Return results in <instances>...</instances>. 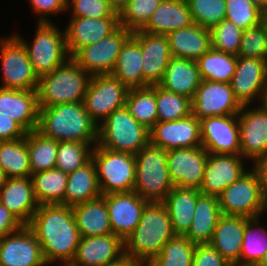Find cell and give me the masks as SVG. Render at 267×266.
<instances>
[{
    "label": "cell",
    "mask_w": 267,
    "mask_h": 266,
    "mask_svg": "<svg viewBox=\"0 0 267 266\" xmlns=\"http://www.w3.org/2000/svg\"><path fill=\"white\" fill-rule=\"evenodd\" d=\"M202 81L196 61L171 57L162 81L158 85L167 91L193 99Z\"/></svg>",
    "instance_id": "obj_30"
},
{
    "label": "cell",
    "mask_w": 267,
    "mask_h": 266,
    "mask_svg": "<svg viewBox=\"0 0 267 266\" xmlns=\"http://www.w3.org/2000/svg\"><path fill=\"white\" fill-rule=\"evenodd\" d=\"M101 196L96 166L91 159L84 166L68 174L64 201L60 205L72 207Z\"/></svg>",
    "instance_id": "obj_33"
},
{
    "label": "cell",
    "mask_w": 267,
    "mask_h": 266,
    "mask_svg": "<svg viewBox=\"0 0 267 266\" xmlns=\"http://www.w3.org/2000/svg\"><path fill=\"white\" fill-rule=\"evenodd\" d=\"M252 3L260 8L262 11L266 9V0H251Z\"/></svg>",
    "instance_id": "obj_58"
},
{
    "label": "cell",
    "mask_w": 267,
    "mask_h": 266,
    "mask_svg": "<svg viewBox=\"0 0 267 266\" xmlns=\"http://www.w3.org/2000/svg\"><path fill=\"white\" fill-rule=\"evenodd\" d=\"M150 142L149 129L140 124L126 106L113 111L98 126V145L135 155Z\"/></svg>",
    "instance_id": "obj_7"
},
{
    "label": "cell",
    "mask_w": 267,
    "mask_h": 266,
    "mask_svg": "<svg viewBox=\"0 0 267 266\" xmlns=\"http://www.w3.org/2000/svg\"><path fill=\"white\" fill-rule=\"evenodd\" d=\"M134 156L133 191L148 202H163L174 187L167 166V151L149 142Z\"/></svg>",
    "instance_id": "obj_5"
},
{
    "label": "cell",
    "mask_w": 267,
    "mask_h": 266,
    "mask_svg": "<svg viewBox=\"0 0 267 266\" xmlns=\"http://www.w3.org/2000/svg\"><path fill=\"white\" fill-rule=\"evenodd\" d=\"M102 197L106 201L112 233L124 241L139 224L148 201L134 191Z\"/></svg>",
    "instance_id": "obj_22"
},
{
    "label": "cell",
    "mask_w": 267,
    "mask_h": 266,
    "mask_svg": "<svg viewBox=\"0 0 267 266\" xmlns=\"http://www.w3.org/2000/svg\"><path fill=\"white\" fill-rule=\"evenodd\" d=\"M244 161L242 155L208 153L199 191L204 195L218 197L224 189L248 171Z\"/></svg>",
    "instance_id": "obj_21"
},
{
    "label": "cell",
    "mask_w": 267,
    "mask_h": 266,
    "mask_svg": "<svg viewBox=\"0 0 267 266\" xmlns=\"http://www.w3.org/2000/svg\"><path fill=\"white\" fill-rule=\"evenodd\" d=\"M23 226L24 224L0 203V240Z\"/></svg>",
    "instance_id": "obj_54"
},
{
    "label": "cell",
    "mask_w": 267,
    "mask_h": 266,
    "mask_svg": "<svg viewBox=\"0 0 267 266\" xmlns=\"http://www.w3.org/2000/svg\"><path fill=\"white\" fill-rule=\"evenodd\" d=\"M238 57L259 58L267 61V32L262 23L243 30Z\"/></svg>",
    "instance_id": "obj_49"
},
{
    "label": "cell",
    "mask_w": 267,
    "mask_h": 266,
    "mask_svg": "<svg viewBox=\"0 0 267 266\" xmlns=\"http://www.w3.org/2000/svg\"><path fill=\"white\" fill-rule=\"evenodd\" d=\"M27 131L15 120L0 114V141L25 138Z\"/></svg>",
    "instance_id": "obj_53"
},
{
    "label": "cell",
    "mask_w": 267,
    "mask_h": 266,
    "mask_svg": "<svg viewBox=\"0 0 267 266\" xmlns=\"http://www.w3.org/2000/svg\"><path fill=\"white\" fill-rule=\"evenodd\" d=\"M194 24L211 30L226 18L225 0H186Z\"/></svg>",
    "instance_id": "obj_46"
},
{
    "label": "cell",
    "mask_w": 267,
    "mask_h": 266,
    "mask_svg": "<svg viewBox=\"0 0 267 266\" xmlns=\"http://www.w3.org/2000/svg\"><path fill=\"white\" fill-rule=\"evenodd\" d=\"M261 23L264 25L266 32H267V9L262 11V20Z\"/></svg>",
    "instance_id": "obj_60"
},
{
    "label": "cell",
    "mask_w": 267,
    "mask_h": 266,
    "mask_svg": "<svg viewBox=\"0 0 267 266\" xmlns=\"http://www.w3.org/2000/svg\"><path fill=\"white\" fill-rule=\"evenodd\" d=\"M252 165L259 175L263 198L267 205V156L258 159Z\"/></svg>",
    "instance_id": "obj_55"
},
{
    "label": "cell",
    "mask_w": 267,
    "mask_h": 266,
    "mask_svg": "<svg viewBox=\"0 0 267 266\" xmlns=\"http://www.w3.org/2000/svg\"><path fill=\"white\" fill-rule=\"evenodd\" d=\"M90 79L91 75L70 57L51 73L39 78V108L84 102Z\"/></svg>",
    "instance_id": "obj_4"
},
{
    "label": "cell",
    "mask_w": 267,
    "mask_h": 266,
    "mask_svg": "<svg viewBox=\"0 0 267 266\" xmlns=\"http://www.w3.org/2000/svg\"><path fill=\"white\" fill-rule=\"evenodd\" d=\"M6 180H7V176L3 172V170L0 168V189L6 183Z\"/></svg>",
    "instance_id": "obj_59"
},
{
    "label": "cell",
    "mask_w": 267,
    "mask_h": 266,
    "mask_svg": "<svg viewBox=\"0 0 267 266\" xmlns=\"http://www.w3.org/2000/svg\"><path fill=\"white\" fill-rule=\"evenodd\" d=\"M200 137L202 147L209 154L241 155L237 115L201 119Z\"/></svg>",
    "instance_id": "obj_16"
},
{
    "label": "cell",
    "mask_w": 267,
    "mask_h": 266,
    "mask_svg": "<svg viewBox=\"0 0 267 266\" xmlns=\"http://www.w3.org/2000/svg\"><path fill=\"white\" fill-rule=\"evenodd\" d=\"M241 108L230 83L203 80L192 99V114L199 120L237 115Z\"/></svg>",
    "instance_id": "obj_15"
},
{
    "label": "cell",
    "mask_w": 267,
    "mask_h": 266,
    "mask_svg": "<svg viewBox=\"0 0 267 266\" xmlns=\"http://www.w3.org/2000/svg\"><path fill=\"white\" fill-rule=\"evenodd\" d=\"M129 88L112 75L91 76L84 105L99 126L113 111L125 106Z\"/></svg>",
    "instance_id": "obj_11"
},
{
    "label": "cell",
    "mask_w": 267,
    "mask_h": 266,
    "mask_svg": "<svg viewBox=\"0 0 267 266\" xmlns=\"http://www.w3.org/2000/svg\"><path fill=\"white\" fill-rule=\"evenodd\" d=\"M246 224V217L222 215L209 242L232 265L240 266Z\"/></svg>",
    "instance_id": "obj_27"
},
{
    "label": "cell",
    "mask_w": 267,
    "mask_h": 266,
    "mask_svg": "<svg viewBox=\"0 0 267 266\" xmlns=\"http://www.w3.org/2000/svg\"><path fill=\"white\" fill-rule=\"evenodd\" d=\"M202 80L230 83L237 65V56L211 48L197 61Z\"/></svg>",
    "instance_id": "obj_38"
},
{
    "label": "cell",
    "mask_w": 267,
    "mask_h": 266,
    "mask_svg": "<svg viewBox=\"0 0 267 266\" xmlns=\"http://www.w3.org/2000/svg\"><path fill=\"white\" fill-rule=\"evenodd\" d=\"M212 48L238 56L243 30L233 22L224 19L211 30Z\"/></svg>",
    "instance_id": "obj_47"
},
{
    "label": "cell",
    "mask_w": 267,
    "mask_h": 266,
    "mask_svg": "<svg viewBox=\"0 0 267 266\" xmlns=\"http://www.w3.org/2000/svg\"><path fill=\"white\" fill-rule=\"evenodd\" d=\"M102 195L133 191L136 180L135 156L96 144L92 152Z\"/></svg>",
    "instance_id": "obj_8"
},
{
    "label": "cell",
    "mask_w": 267,
    "mask_h": 266,
    "mask_svg": "<svg viewBox=\"0 0 267 266\" xmlns=\"http://www.w3.org/2000/svg\"><path fill=\"white\" fill-rule=\"evenodd\" d=\"M0 168L7 178L31 176L29 151L25 138L0 141Z\"/></svg>",
    "instance_id": "obj_37"
},
{
    "label": "cell",
    "mask_w": 267,
    "mask_h": 266,
    "mask_svg": "<svg viewBox=\"0 0 267 266\" xmlns=\"http://www.w3.org/2000/svg\"><path fill=\"white\" fill-rule=\"evenodd\" d=\"M156 106L160 122L180 120L192 114V99L159 85H156Z\"/></svg>",
    "instance_id": "obj_43"
},
{
    "label": "cell",
    "mask_w": 267,
    "mask_h": 266,
    "mask_svg": "<svg viewBox=\"0 0 267 266\" xmlns=\"http://www.w3.org/2000/svg\"><path fill=\"white\" fill-rule=\"evenodd\" d=\"M119 26L118 17H70L64 29L69 55L73 57L81 48L109 36Z\"/></svg>",
    "instance_id": "obj_23"
},
{
    "label": "cell",
    "mask_w": 267,
    "mask_h": 266,
    "mask_svg": "<svg viewBox=\"0 0 267 266\" xmlns=\"http://www.w3.org/2000/svg\"><path fill=\"white\" fill-rule=\"evenodd\" d=\"M29 151L31 174L55 168L58 141L41 135L38 131L25 136Z\"/></svg>",
    "instance_id": "obj_41"
},
{
    "label": "cell",
    "mask_w": 267,
    "mask_h": 266,
    "mask_svg": "<svg viewBox=\"0 0 267 266\" xmlns=\"http://www.w3.org/2000/svg\"><path fill=\"white\" fill-rule=\"evenodd\" d=\"M95 146L84 142L59 141L55 168L68 174L74 172L92 159Z\"/></svg>",
    "instance_id": "obj_44"
},
{
    "label": "cell",
    "mask_w": 267,
    "mask_h": 266,
    "mask_svg": "<svg viewBox=\"0 0 267 266\" xmlns=\"http://www.w3.org/2000/svg\"><path fill=\"white\" fill-rule=\"evenodd\" d=\"M192 266H232L222 255L209 243L196 244Z\"/></svg>",
    "instance_id": "obj_51"
},
{
    "label": "cell",
    "mask_w": 267,
    "mask_h": 266,
    "mask_svg": "<svg viewBox=\"0 0 267 266\" xmlns=\"http://www.w3.org/2000/svg\"><path fill=\"white\" fill-rule=\"evenodd\" d=\"M172 57L197 61L212 48L211 32L198 24L168 33Z\"/></svg>",
    "instance_id": "obj_29"
},
{
    "label": "cell",
    "mask_w": 267,
    "mask_h": 266,
    "mask_svg": "<svg viewBox=\"0 0 267 266\" xmlns=\"http://www.w3.org/2000/svg\"><path fill=\"white\" fill-rule=\"evenodd\" d=\"M175 235L163 202H148L139 224L123 241L124 254L149 264Z\"/></svg>",
    "instance_id": "obj_3"
},
{
    "label": "cell",
    "mask_w": 267,
    "mask_h": 266,
    "mask_svg": "<svg viewBox=\"0 0 267 266\" xmlns=\"http://www.w3.org/2000/svg\"><path fill=\"white\" fill-rule=\"evenodd\" d=\"M162 0H129L118 14L119 25L132 32L141 30Z\"/></svg>",
    "instance_id": "obj_45"
},
{
    "label": "cell",
    "mask_w": 267,
    "mask_h": 266,
    "mask_svg": "<svg viewBox=\"0 0 267 266\" xmlns=\"http://www.w3.org/2000/svg\"><path fill=\"white\" fill-rule=\"evenodd\" d=\"M31 179L39 205L61 204L64 201L68 173L53 168L31 174Z\"/></svg>",
    "instance_id": "obj_36"
},
{
    "label": "cell",
    "mask_w": 267,
    "mask_h": 266,
    "mask_svg": "<svg viewBox=\"0 0 267 266\" xmlns=\"http://www.w3.org/2000/svg\"><path fill=\"white\" fill-rule=\"evenodd\" d=\"M109 266H148L145 262L135 259L132 256L123 254L118 260L114 261Z\"/></svg>",
    "instance_id": "obj_56"
},
{
    "label": "cell",
    "mask_w": 267,
    "mask_h": 266,
    "mask_svg": "<svg viewBox=\"0 0 267 266\" xmlns=\"http://www.w3.org/2000/svg\"><path fill=\"white\" fill-rule=\"evenodd\" d=\"M0 203L24 225H28L39 207L31 176L7 178L0 189Z\"/></svg>",
    "instance_id": "obj_26"
},
{
    "label": "cell",
    "mask_w": 267,
    "mask_h": 266,
    "mask_svg": "<svg viewBox=\"0 0 267 266\" xmlns=\"http://www.w3.org/2000/svg\"><path fill=\"white\" fill-rule=\"evenodd\" d=\"M150 143L168 151L202 146L200 120L191 114L180 120L158 121L150 130Z\"/></svg>",
    "instance_id": "obj_20"
},
{
    "label": "cell",
    "mask_w": 267,
    "mask_h": 266,
    "mask_svg": "<svg viewBox=\"0 0 267 266\" xmlns=\"http://www.w3.org/2000/svg\"><path fill=\"white\" fill-rule=\"evenodd\" d=\"M112 8L116 13H120L121 10L126 6L129 0H108Z\"/></svg>",
    "instance_id": "obj_57"
},
{
    "label": "cell",
    "mask_w": 267,
    "mask_h": 266,
    "mask_svg": "<svg viewBox=\"0 0 267 266\" xmlns=\"http://www.w3.org/2000/svg\"><path fill=\"white\" fill-rule=\"evenodd\" d=\"M125 106L140 124L150 130L158 122L156 85L129 89Z\"/></svg>",
    "instance_id": "obj_39"
},
{
    "label": "cell",
    "mask_w": 267,
    "mask_h": 266,
    "mask_svg": "<svg viewBox=\"0 0 267 266\" xmlns=\"http://www.w3.org/2000/svg\"><path fill=\"white\" fill-rule=\"evenodd\" d=\"M0 38V64L2 84L0 88L13 90H37L39 78L22 42L13 34Z\"/></svg>",
    "instance_id": "obj_10"
},
{
    "label": "cell",
    "mask_w": 267,
    "mask_h": 266,
    "mask_svg": "<svg viewBox=\"0 0 267 266\" xmlns=\"http://www.w3.org/2000/svg\"><path fill=\"white\" fill-rule=\"evenodd\" d=\"M36 131L58 142L98 143V126L86 111L84 102L39 108Z\"/></svg>",
    "instance_id": "obj_2"
},
{
    "label": "cell",
    "mask_w": 267,
    "mask_h": 266,
    "mask_svg": "<svg viewBox=\"0 0 267 266\" xmlns=\"http://www.w3.org/2000/svg\"><path fill=\"white\" fill-rule=\"evenodd\" d=\"M53 22H37L32 42L28 43L19 32L14 35L24 45L33 69L40 78L51 73L71 56L68 53L64 30Z\"/></svg>",
    "instance_id": "obj_6"
},
{
    "label": "cell",
    "mask_w": 267,
    "mask_h": 266,
    "mask_svg": "<svg viewBox=\"0 0 267 266\" xmlns=\"http://www.w3.org/2000/svg\"><path fill=\"white\" fill-rule=\"evenodd\" d=\"M66 10H71L70 17H118L108 0H67Z\"/></svg>",
    "instance_id": "obj_50"
},
{
    "label": "cell",
    "mask_w": 267,
    "mask_h": 266,
    "mask_svg": "<svg viewBox=\"0 0 267 266\" xmlns=\"http://www.w3.org/2000/svg\"><path fill=\"white\" fill-rule=\"evenodd\" d=\"M27 226L38 239L47 265L70 264L81 239L70 206L39 205Z\"/></svg>",
    "instance_id": "obj_1"
},
{
    "label": "cell",
    "mask_w": 267,
    "mask_h": 266,
    "mask_svg": "<svg viewBox=\"0 0 267 266\" xmlns=\"http://www.w3.org/2000/svg\"><path fill=\"white\" fill-rule=\"evenodd\" d=\"M123 254V240L113 233L81 237L69 266H109Z\"/></svg>",
    "instance_id": "obj_24"
},
{
    "label": "cell",
    "mask_w": 267,
    "mask_h": 266,
    "mask_svg": "<svg viewBox=\"0 0 267 266\" xmlns=\"http://www.w3.org/2000/svg\"><path fill=\"white\" fill-rule=\"evenodd\" d=\"M195 248L185 235H175L148 266H192Z\"/></svg>",
    "instance_id": "obj_42"
},
{
    "label": "cell",
    "mask_w": 267,
    "mask_h": 266,
    "mask_svg": "<svg viewBox=\"0 0 267 266\" xmlns=\"http://www.w3.org/2000/svg\"><path fill=\"white\" fill-rule=\"evenodd\" d=\"M71 208L81 237L112 233L106 201L102 196Z\"/></svg>",
    "instance_id": "obj_32"
},
{
    "label": "cell",
    "mask_w": 267,
    "mask_h": 266,
    "mask_svg": "<svg viewBox=\"0 0 267 266\" xmlns=\"http://www.w3.org/2000/svg\"><path fill=\"white\" fill-rule=\"evenodd\" d=\"M257 266H267V251L264 253L263 258Z\"/></svg>",
    "instance_id": "obj_61"
},
{
    "label": "cell",
    "mask_w": 267,
    "mask_h": 266,
    "mask_svg": "<svg viewBox=\"0 0 267 266\" xmlns=\"http://www.w3.org/2000/svg\"><path fill=\"white\" fill-rule=\"evenodd\" d=\"M221 216L218 197L201 194L197 198L191 227L185 236L195 244L209 243Z\"/></svg>",
    "instance_id": "obj_34"
},
{
    "label": "cell",
    "mask_w": 267,
    "mask_h": 266,
    "mask_svg": "<svg viewBox=\"0 0 267 266\" xmlns=\"http://www.w3.org/2000/svg\"><path fill=\"white\" fill-rule=\"evenodd\" d=\"M34 14L39 16L38 22H53L48 19L49 15L61 14L66 10L67 0H27Z\"/></svg>",
    "instance_id": "obj_52"
},
{
    "label": "cell",
    "mask_w": 267,
    "mask_h": 266,
    "mask_svg": "<svg viewBox=\"0 0 267 266\" xmlns=\"http://www.w3.org/2000/svg\"><path fill=\"white\" fill-rule=\"evenodd\" d=\"M193 24L192 14L186 0H162L141 31L167 35Z\"/></svg>",
    "instance_id": "obj_28"
},
{
    "label": "cell",
    "mask_w": 267,
    "mask_h": 266,
    "mask_svg": "<svg viewBox=\"0 0 267 266\" xmlns=\"http://www.w3.org/2000/svg\"><path fill=\"white\" fill-rule=\"evenodd\" d=\"M202 193L195 188L173 187L163 204L176 235H185L191 227L197 198Z\"/></svg>",
    "instance_id": "obj_31"
},
{
    "label": "cell",
    "mask_w": 267,
    "mask_h": 266,
    "mask_svg": "<svg viewBox=\"0 0 267 266\" xmlns=\"http://www.w3.org/2000/svg\"><path fill=\"white\" fill-rule=\"evenodd\" d=\"M230 85L236 99L242 106L265 103L267 98V61L237 56L236 70Z\"/></svg>",
    "instance_id": "obj_13"
},
{
    "label": "cell",
    "mask_w": 267,
    "mask_h": 266,
    "mask_svg": "<svg viewBox=\"0 0 267 266\" xmlns=\"http://www.w3.org/2000/svg\"><path fill=\"white\" fill-rule=\"evenodd\" d=\"M252 106L243 105L237 117L241 155L255 163L267 156V105L263 103L259 106L255 104V108Z\"/></svg>",
    "instance_id": "obj_14"
},
{
    "label": "cell",
    "mask_w": 267,
    "mask_h": 266,
    "mask_svg": "<svg viewBox=\"0 0 267 266\" xmlns=\"http://www.w3.org/2000/svg\"><path fill=\"white\" fill-rule=\"evenodd\" d=\"M226 18L242 30L257 26L262 20V10L251 0H225Z\"/></svg>",
    "instance_id": "obj_48"
},
{
    "label": "cell",
    "mask_w": 267,
    "mask_h": 266,
    "mask_svg": "<svg viewBox=\"0 0 267 266\" xmlns=\"http://www.w3.org/2000/svg\"><path fill=\"white\" fill-rule=\"evenodd\" d=\"M132 37L141 47L143 88L158 85L172 57L167 36L137 30Z\"/></svg>",
    "instance_id": "obj_19"
},
{
    "label": "cell",
    "mask_w": 267,
    "mask_h": 266,
    "mask_svg": "<svg viewBox=\"0 0 267 266\" xmlns=\"http://www.w3.org/2000/svg\"><path fill=\"white\" fill-rule=\"evenodd\" d=\"M0 266H48L38 239L27 225L0 240Z\"/></svg>",
    "instance_id": "obj_18"
},
{
    "label": "cell",
    "mask_w": 267,
    "mask_h": 266,
    "mask_svg": "<svg viewBox=\"0 0 267 266\" xmlns=\"http://www.w3.org/2000/svg\"><path fill=\"white\" fill-rule=\"evenodd\" d=\"M142 52L131 36L122 46L111 74L129 89L143 88Z\"/></svg>",
    "instance_id": "obj_35"
},
{
    "label": "cell",
    "mask_w": 267,
    "mask_h": 266,
    "mask_svg": "<svg viewBox=\"0 0 267 266\" xmlns=\"http://www.w3.org/2000/svg\"><path fill=\"white\" fill-rule=\"evenodd\" d=\"M0 114L15 120L27 132L36 130L39 117L37 90L0 88Z\"/></svg>",
    "instance_id": "obj_25"
},
{
    "label": "cell",
    "mask_w": 267,
    "mask_h": 266,
    "mask_svg": "<svg viewBox=\"0 0 267 266\" xmlns=\"http://www.w3.org/2000/svg\"><path fill=\"white\" fill-rule=\"evenodd\" d=\"M207 159L208 152L202 146L168 150L167 166L173 186L199 189Z\"/></svg>",
    "instance_id": "obj_17"
},
{
    "label": "cell",
    "mask_w": 267,
    "mask_h": 266,
    "mask_svg": "<svg viewBox=\"0 0 267 266\" xmlns=\"http://www.w3.org/2000/svg\"><path fill=\"white\" fill-rule=\"evenodd\" d=\"M251 168L218 196L222 215L257 218L267 212L259 175Z\"/></svg>",
    "instance_id": "obj_9"
},
{
    "label": "cell",
    "mask_w": 267,
    "mask_h": 266,
    "mask_svg": "<svg viewBox=\"0 0 267 266\" xmlns=\"http://www.w3.org/2000/svg\"><path fill=\"white\" fill-rule=\"evenodd\" d=\"M260 218H247L243 232L240 266H257L267 251V228L261 226Z\"/></svg>",
    "instance_id": "obj_40"
},
{
    "label": "cell",
    "mask_w": 267,
    "mask_h": 266,
    "mask_svg": "<svg viewBox=\"0 0 267 266\" xmlns=\"http://www.w3.org/2000/svg\"><path fill=\"white\" fill-rule=\"evenodd\" d=\"M132 31L119 26L109 36L81 48L72 58L91 76L110 75Z\"/></svg>",
    "instance_id": "obj_12"
}]
</instances>
